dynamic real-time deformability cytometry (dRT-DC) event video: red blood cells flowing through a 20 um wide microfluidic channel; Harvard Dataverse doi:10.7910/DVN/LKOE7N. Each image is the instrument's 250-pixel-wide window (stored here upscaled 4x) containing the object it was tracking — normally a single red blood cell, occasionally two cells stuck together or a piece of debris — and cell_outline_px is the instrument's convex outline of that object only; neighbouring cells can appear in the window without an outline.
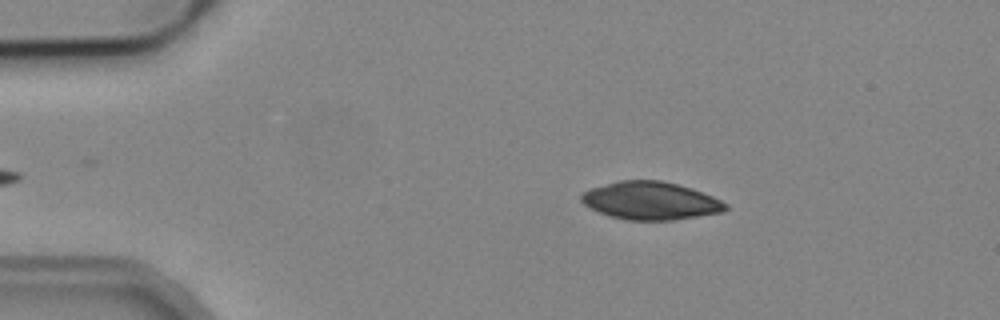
{"species": "common noctule bat (a hibernating species)", "species_latin": "Nyctalus noctula", "temperature_condition": "cold", "stored_images_in_passage": 40, "camera_frame_rate_fps": 3000, "um_per_image_px": 0.085, "animal": {"sex": "male", "body_mass_g": 19.2, "forearm_length_mm": 51.8}, "frame": {"image": 1, "passage_image": 4, "time_ms": 1.0, "image_size_px": [1000, 320], "cell_outline_px": [[728, 208], [724, 212], [672, 220], [624, 220], [608, 216], [584, 204], [580, 200], [580, 196], [584, 192], [592, 188], [620, 180], [660, 180], [692, 188], [712, 196], [728, 204]], "centroid_in_image_um": [55.32, 17.07], "position_along_channel_um": 29.7, "area_um2": 31.73}}